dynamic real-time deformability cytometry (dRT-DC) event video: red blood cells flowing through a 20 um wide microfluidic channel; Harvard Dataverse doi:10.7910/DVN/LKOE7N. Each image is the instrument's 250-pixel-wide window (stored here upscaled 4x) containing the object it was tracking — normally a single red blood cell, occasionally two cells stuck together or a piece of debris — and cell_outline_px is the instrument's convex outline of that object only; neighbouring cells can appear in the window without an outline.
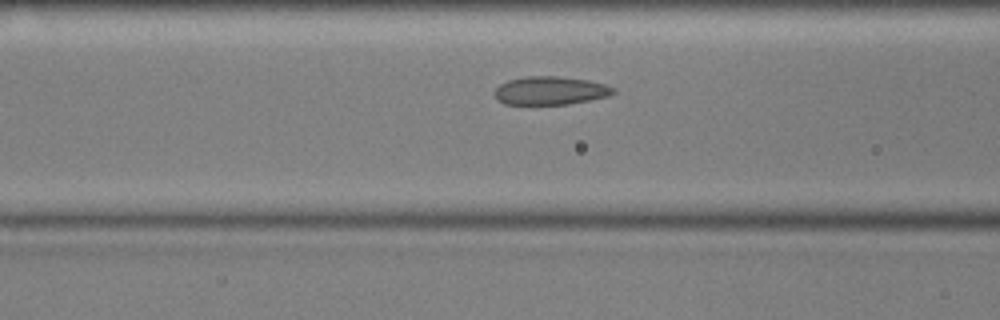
{"species": "common noctule bat (a hibernating species)", "species_latin": "Nyctalus noctula", "temperature_condition": "cold", "stored_images_in_passage": 48, "camera_frame_rate_fps": 3000, "um_per_image_px": 0.085, "animal": {"sex": "male", "body_mass_g": 17.9, "forearm_length_mm": 54.2}, "frame": {"image": 1, "passage_image": 14, "time_ms": 4.333, "image_size_px": [1000, 320], "cell_outline_px": [[616, 92], [608, 96], [568, 104], [504, 104], [496, 100], [492, 92], [500, 84], [508, 80], [528, 76], [556, 76], [588, 80], [604, 84], [616, 88]], "centroid_in_image_um": [46.74, 7.7], "position_along_channel_um": 119.9, "area_um2": 19.65}}
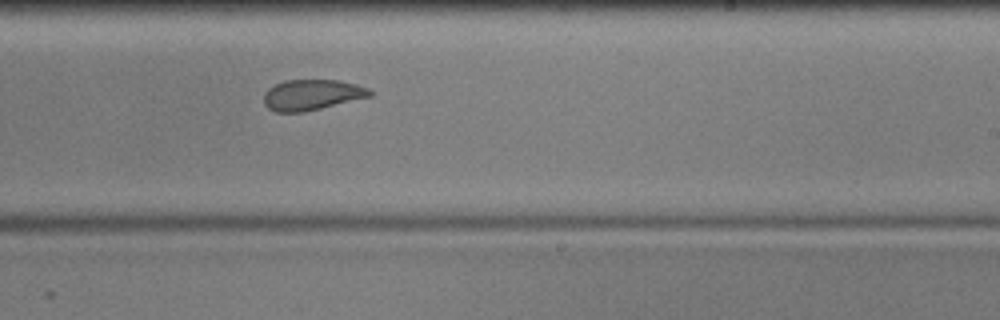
{"frame": {"image": 2, "passage_image": 26, "time_ms": 8.333, "image_size_px": [1000, 320], "cell_outline_px": [[372, 96], [304, 112], [276, 112], [268, 108], [264, 104], [264, 92], [268, 88], [284, 80], [340, 80], [356, 84], [368, 88], [372, 92]], "centroid_in_image_um": [26.5, 8.06], "position_along_channel_um": 262.5, "area_um2": 18.96}}
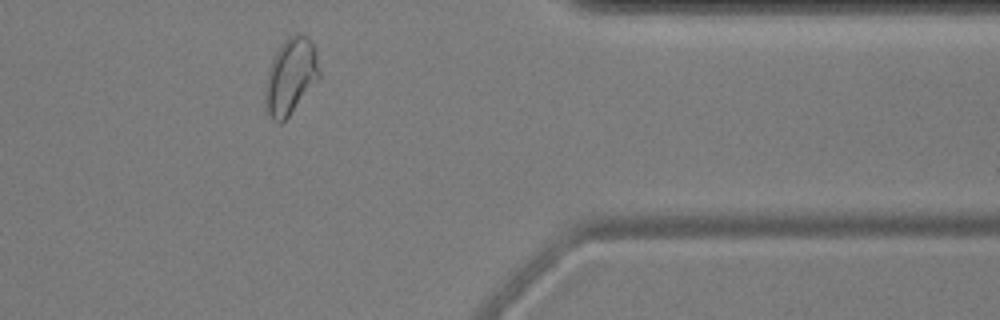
{"frame": {"image": 3, "passage_image": 38, "time_ms": 12.333, "image_size_px": [1000, 320], "cell_outline_px": [[320, 76], [288, 116], [280, 124], [272, 120], [268, 112], [264, 100], [264, 88], [268, 72], [272, 60], [276, 52], [284, 40], [288, 36], [296, 32], [300, 32], [308, 36], [316, 48], [320, 72]], "centroid_in_image_um": [24.7, 6.43], "position_along_channel_um": 386.7, "area_um2": 23.99}, "authors_computed_cell_mechanics": {"area_um2": 20.7791, "velocity_mm_per_s": 3.5634, "shape_relaxation_time_tau1_ms": 9.9362, "shape_relaxation_time_tau2_ms": 1.3997, "deformation_change_tau1": 0.1685, "deformation_change_tau2": 0.0647}}